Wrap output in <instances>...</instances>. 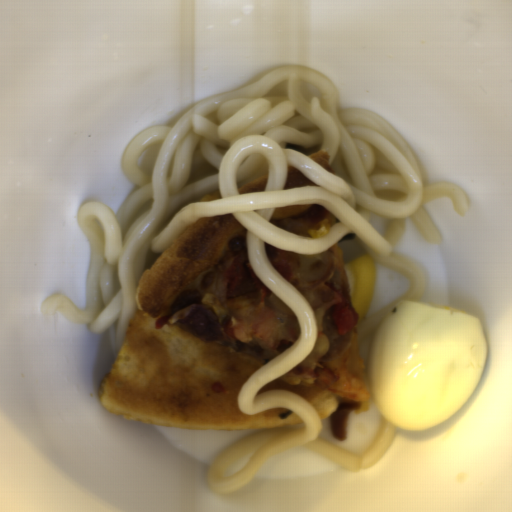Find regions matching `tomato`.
Returning a JSON list of instances; mask_svg holds the SVG:
<instances>
[{
	"mask_svg": "<svg viewBox=\"0 0 512 512\" xmlns=\"http://www.w3.org/2000/svg\"><path fill=\"white\" fill-rule=\"evenodd\" d=\"M337 331L340 334L352 332L359 321L358 313L351 303H340L333 311Z\"/></svg>",
	"mask_w": 512,
	"mask_h": 512,
	"instance_id": "tomato-1",
	"label": "tomato"
}]
</instances>
